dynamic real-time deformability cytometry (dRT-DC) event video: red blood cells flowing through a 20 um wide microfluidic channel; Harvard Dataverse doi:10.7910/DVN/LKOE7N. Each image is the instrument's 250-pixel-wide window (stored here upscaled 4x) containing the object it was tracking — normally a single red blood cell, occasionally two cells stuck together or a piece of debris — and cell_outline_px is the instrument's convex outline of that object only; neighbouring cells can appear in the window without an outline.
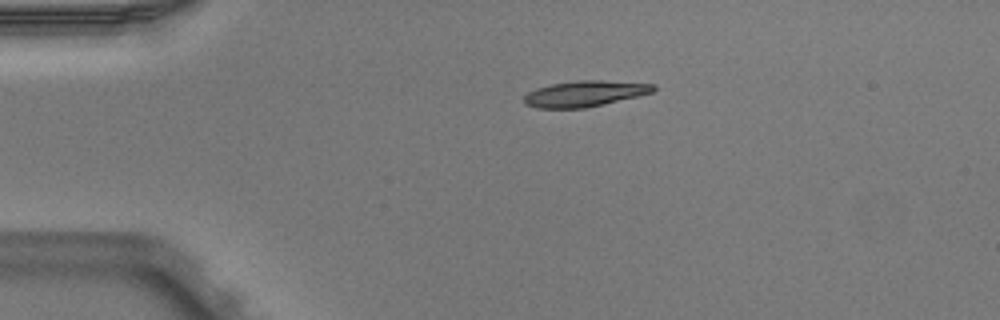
{"species": "Egyptian fruit bat (a non-hibernating species)", "species_latin": "Rousettus aegyptiacus", "temperature_condition": "warm", "stored_images_in_passage": 2, "camera_frame_rate_fps": 3000, "um_per_image_px": 0.085, "animal": {"sex": "male"}, "frame": {"image": 1, "passage_image": 1, "time_ms": 0.0, "image_size_px": [1000, 320], "cell_outline_px": [[656, 88], [652, 92], [604, 104], [584, 108], [536, 108], [524, 104], [524, 96], [528, 92], [536, 88], [552, 84], [576, 80], [600, 80], [656, 84]], "centroid_in_image_um": [49.67, 7.96], "position_along_channel_um": 35.3, "area_um2": 19.42}}